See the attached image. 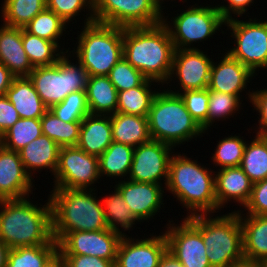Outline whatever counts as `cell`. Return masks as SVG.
<instances>
[{
    "instance_id": "43",
    "label": "cell",
    "mask_w": 267,
    "mask_h": 267,
    "mask_svg": "<svg viewBox=\"0 0 267 267\" xmlns=\"http://www.w3.org/2000/svg\"><path fill=\"white\" fill-rule=\"evenodd\" d=\"M118 92L141 86L147 78L122 57L108 75Z\"/></svg>"
},
{
    "instance_id": "29",
    "label": "cell",
    "mask_w": 267,
    "mask_h": 267,
    "mask_svg": "<svg viewBox=\"0 0 267 267\" xmlns=\"http://www.w3.org/2000/svg\"><path fill=\"white\" fill-rule=\"evenodd\" d=\"M134 148L122 143L112 142L98 157L100 178L104 176L123 179L130 173ZM104 175V176H103Z\"/></svg>"
},
{
    "instance_id": "26",
    "label": "cell",
    "mask_w": 267,
    "mask_h": 267,
    "mask_svg": "<svg viewBox=\"0 0 267 267\" xmlns=\"http://www.w3.org/2000/svg\"><path fill=\"white\" fill-rule=\"evenodd\" d=\"M6 96L20 118L40 119L48 110L29 77H15Z\"/></svg>"
},
{
    "instance_id": "4",
    "label": "cell",
    "mask_w": 267,
    "mask_h": 267,
    "mask_svg": "<svg viewBox=\"0 0 267 267\" xmlns=\"http://www.w3.org/2000/svg\"><path fill=\"white\" fill-rule=\"evenodd\" d=\"M52 189L49 195L52 233L57 242L69 232L108 229L102 202L96 196V189Z\"/></svg>"
},
{
    "instance_id": "37",
    "label": "cell",
    "mask_w": 267,
    "mask_h": 267,
    "mask_svg": "<svg viewBox=\"0 0 267 267\" xmlns=\"http://www.w3.org/2000/svg\"><path fill=\"white\" fill-rule=\"evenodd\" d=\"M42 135L41 120L35 118H19L0 137V145L4 148L19 152L24 146Z\"/></svg>"
},
{
    "instance_id": "9",
    "label": "cell",
    "mask_w": 267,
    "mask_h": 267,
    "mask_svg": "<svg viewBox=\"0 0 267 267\" xmlns=\"http://www.w3.org/2000/svg\"><path fill=\"white\" fill-rule=\"evenodd\" d=\"M211 6L204 7L195 3L172 17V23L163 16V24L169 30L175 50L197 49L192 47L194 42L207 40L225 25L220 11L216 6Z\"/></svg>"
},
{
    "instance_id": "5",
    "label": "cell",
    "mask_w": 267,
    "mask_h": 267,
    "mask_svg": "<svg viewBox=\"0 0 267 267\" xmlns=\"http://www.w3.org/2000/svg\"><path fill=\"white\" fill-rule=\"evenodd\" d=\"M147 117L151 139L173 148L207 133L186 109L180 95L168 90L159 89Z\"/></svg>"
},
{
    "instance_id": "11",
    "label": "cell",
    "mask_w": 267,
    "mask_h": 267,
    "mask_svg": "<svg viewBox=\"0 0 267 267\" xmlns=\"http://www.w3.org/2000/svg\"><path fill=\"white\" fill-rule=\"evenodd\" d=\"M162 10L154 0H94L96 22L123 28L160 24Z\"/></svg>"
},
{
    "instance_id": "28",
    "label": "cell",
    "mask_w": 267,
    "mask_h": 267,
    "mask_svg": "<svg viewBox=\"0 0 267 267\" xmlns=\"http://www.w3.org/2000/svg\"><path fill=\"white\" fill-rule=\"evenodd\" d=\"M86 97L90 114L112 115L116 113L118 91L108 76H88Z\"/></svg>"
},
{
    "instance_id": "49",
    "label": "cell",
    "mask_w": 267,
    "mask_h": 267,
    "mask_svg": "<svg viewBox=\"0 0 267 267\" xmlns=\"http://www.w3.org/2000/svg\"><path fill=\"white\" fill-rule=\"evenodd\" d=\"M227 1V5L222 4L216 5L217 9L220 11L222 18L227 21L232 19L233 16L237 15L238 17L245 15L248 8L254 2V0H224Z\"/></svg>"
},
{
    "instance_id": "47",
    "label": "cell",
    "mask_w": 267,
    "mask_h": 267,
    "mask_svg": "<svg viewBox=\"0 0 267 267\" xmlns=\"http://www.w3.org/2000/svg\"><path fill=\"white\" fill-rule=\"evenodd\" d=\"M64 267H115L110 260L86 255H59Z\"/></svg>"
},
{
    "instance_id": "6",
    "label": "cell",
    "mask_w": 267,
    "mask_h": 267,
    "mask_svg": "<svg viewBox=\"0 0 267 267\" xmlns=\"http://www.w3.org/2000/svg\"><path fill=\"white\" fill-rule=\"evenodd\" d=\"M83 27L76 38L77 47L69 53L77 55L88 76H108L123 57L124 28L96 21Z\"/></svg>"
},
{
    "instance_id": "21",
    "label": "cell",
    "mask_w": 267,
    "mask_h": 267,
    "mask_svg": "<svg viewBox=\"0 0 267 267\" xmlns=\"http://www.w3.org/2000/svg\"><path fill=\"white\" fill-rule=\"evenodd\" d=\"M218 170L215 172L217 212L232 200L244 207L252 191L253 183L249 177L240 166L219 168Z\"/></svg>"
},
{
    "instance_id": "36",
    "label": "cell",
    "mask_w": 267,
    "mask_h": 267,
    "mask_svg": "<svg viewBox=\"0 0 267 267\" xmlns=\"http://www.w3.org/2000/svg\"><path fill=\"white\" fill-rule=\"evenodd\" d=\"M40 120L42 134L54 140L60 147L77 146L82 121L64 122L49 109Z\"/></svg>"
},
{
    "instance_id": "10",
    "label": "cell",
    "mask_w": 267,
    "mask_h": 267,
    "mask_svg": "<svg viewBox=\"0 0 267 267\" xmlns=\"http://www.w3.org/2000/svg\"><path fill=\"white\" fill-rule=\"evenodd\" d=\"M225 25L235 39L234 47L227 52L256 76L259 68L267 69V20L249 18L243 21L233 17L225 21Z\"/></svg>"
},
{
    "instance_id": "42",
    "label": "cell",
    "mask_w": 267,
    "mask_h": 267,
    "mask_svg": "<svg viewBox=\"0 0 267 267\" xmlns=\"http://www.w3.org/2000/svg\"><path fill=\"white\" fill-rule=\"evenodd\" d=\"M47 9L57 14L67 25L75 20L83 9V11L88 10L84 25L95 21L94 0H47Z\"/></svg>"
},
{
    "instance_id": "55",
    "label": "cell",
    "mask_w": 267,
    "mask_h": 267,
    "mask_svg": "<svg viewBox=\"0 0 267 267\" xmlns=\"http://www.w3.org/2000/svg\"><path fill=\"white\" fill-rule=\"evenodd\" d=\"M158 5H159V7L161 8V9H164V8H162V7H164V6H162V4H164L163 2H164V0H154ZM166 1V0H165ZM168 1V0H167ZM172 1V0H171ZM182 2H187V0H184V1H182Z\"/></svg>"
},
{
    "instance_id": "12",
    "label": "cell",
    "mask_w": 267,
    "mask_h": 267,
    "mask_svg": "<svg viewBox=\"0 0 267 267\" xmlns=\"http://www.w3.org/2000/svg\"><path fill=\"white\" fill-rule=\"evenodd\" d=\"M54 178L53 188L93 190L101 180L98 157L77 146L61 147Z\"/></svg>"
},
{
    "instance_id": "54",
    "label": "cell",
    "mask_w": 267,
    "mask_h": 267,
    "mask_svg": "<svg viewBox=\"0 0 267 267\" xmlns=\"http://www.w3.org/2000/svg\"><path fill=\"white\" fill-rule=\"evenodd\" d=\"M46 267H64L63 261L58 255L49 265Z\"/></svg>"
},
{
    "instance_id": "27",
    "label": "cell",
    "mask_w": 267,
    "mask_h": 267,
    "mask_svg": "<svg viewBox=\"0 0 267 267\" xmlns=\"http://www.w3.org/2000/svg\"><path fill=\"white\" fill-rule=\"evenodd\" d=\"M110 120L113 142L135 148L151 140L148 117L116 112Z\"/></svg>"
},
{
    "instance_id": "30",
    "label": "cell",
    "mask_w": 267,
    "mask_h": 267,
    "mask_svg": "<svg viewBox=\"0 0 267 267\" xmlns=\"http://www.w3.org/2000/svg\"><path fill=\"white\" fill-rule=\"evenodd\" d=\"M58 256V242L9 249L6 267H46Z\"/></svg>"
},
{
    "instance_id": "2",
    "label": "cell",
    "mask_w": 267,
    "mask_h": 267,
    "mask_svg": "<svg viewBox=\"0 0 267 267\" xmlns=\"http://www.w3.org/2000/svg\"><path fill=\"white\" fill-rule=\"evenodd\" d=\"M46 201L38 206L29 197L0 200V240L10 249L51 243L54 238L49 196Z\"/></svg>"
},
{
    "instance_id": "3",
    "label": "cell",
    "mask_w": 267,
    "mask_h": 267,
    "mask_svg": "<svg viewBox=\"0 0 267 267\" xmlns=\"http://www.w3.org/2000/svg\"><path fill=\"white\" fill-rule=\"evenodd\" d=\"M165 189L187 209L186 217L217 213L215 171L201 166V163L191 160L184 153H173Z\"/></svg>"
},
{
    "instance_id": "52",
    "label": "cell",
    "mask_w": 267,
    "mask_h": 267,
    "mask_svg": "<svg viewBox=\"0 0 267 267\" xmlns=\"http://www.w3.org/2000/svg\"><path fill=\"white\" fill-rule=\"evenodd\" d=\"M229 267H262L261 261L249 260L243 258L242 260L236 261Z\"/></svg>"
},
{
    "instance_id": "40",
    "label": "cell",
    "mask_w": 267,
    "mask_h": 267,
    "mask_svg": "<svg viewBox=\"0 0 267 267\" xmlns=\"http://www.w3.org/2000/svg\"><path fill=\"white\" fill-rule=\"evenodd\" d=\"M49 110L64 122L83 121L90 114L86 90L70 93L62 102L52 105Z\"/></svg>"
},
{
    "instance_id": "35",
    "label": "cell",
    "mask_w": 267,
    "mask_h": 267,
    "mask_svg": "<svg viewBox=\"0 0 267 267\" xmlns=\"http://www.w3.org/2000/svg\"><path fill=\"white\" fill-rule=\"evenodd\" d=\"M1 9L3 24L11 27L25 26L47 8V0H4Z\"/></svg>"
},
{
    "instance_id": "53",
    "label": "cell",
    "mask_w": 267,
    "mask_h": 267,
    "mask_svg": "<svg viewBox=\"0 0 267 267\" xmlns=\"http://www.w3.org/2000/svg\"><path fill=\"white\" fill-rule=\"evenodd\" d=\"M9 247L0 240V267H6Z\"/></svg>"
},
{
    "instance_id": "50",
    "label": "cell",
    "mask_w": 267,
    "mask_h": 267,
    "mask_svg": "<svg viewBox=\"0 0 267 267\" xmlns=\"http://www.w3.org/2000/svg\"><path fill=\"white\" fill-rule=\"evenodd\" d=\"M15 76L9 71V69L0 63V96L6 95V91L12 84Z\"/></svg>"
},
{
    "instance_id": "20",
    "label": "cell",
    "mask_w": 267,
    "mask_h": 267,
    "mask_svg": "<svg viewBox=\"0 0 267 267\" xmlns=\"http://www.w3.org/2000/svg\"><path fill=\"white\" fill-rule=\"evenodd\" d=\"M224 54L219 63L217 61L212 63L208 90L240 97V93L247 89L249 81L255 74L228 52Z\"/></svg>"
},
{
    "instance_id": "51",
    "label": "cell",
    "mask_w": 267,
    "mask_h": 267,
    "mask_svg": "<svg viewBox=\"0 0 267 267\" xmlns=\"http://www.w3.org/2000/svg\"><path fill=\"white\" fill-rule=\"evenodd\" d=\"M158 267H183L182 263L167 250L160 259Z\"/></svg>"
},
{
    "instance_id": "18",
    "label": "cell",
    "mask_w": 267,
    "mask_h": 267,
    "mask_svg": "<svg viewBox=\"0 0 267 267\" xmlns=\"http://www.w3.org/2000/svg\"><path fill=\"white\" fill-rule=\"evenodd\" d=\"M115 187L122 194L134 216L141 222L153 218L160 211L163 203V185L150 182H136L125 178L117 181Z\"/></svg>"
},
{
    "instance_id": "31",
    "label": "cell",
    "mask_w": 267,
    "mask_h": 267,
    "mask_svg": "<svg viewBox=\"0 0 267 267\" xmlns=\"http://www.w3.org/2000/svg\"><path fill=\"white\" fill-rule=\"evenodd\" d=\"M154 83L155 81L147 79L141 86L118 92L116 112L147 117L158 93L151 88Z\"/></svg>"
},
{
    "instance_id": "44",
    "label": "cell",
    "mask_w": 267,
    "mask_h": 267,
    "mask_svg": "<svg viewBox=\"0 0 267 267\" xmlns=\"http://www.w3.org/2000/svg\"><path fill=\"white\" fill-rule=\"evenodd\" d=\"M179 95L183 99L186 109L189 111L191 116L206 132L209 102L208 88L201 90H187L179 92Z\"/></svg>"
},
{
    "instance_id": "32",
    "label": "cell",
    "mask_w": 267,
    "mask_h": 267,
    "mask_svg": "<svg viewBox=\"0 0 267 267\" xmlns=\"http://www.w3.org/2000/svg\"><path fill=\"white\" fill-rule=\"evenodd\" d=\"M22 42L33 67L55 65L65 52H69V49H61L55 42L28 33L24 28H22Z\"/></svg>"
},
{
    "instance_id": "38",
    "label": "cell",
    "mask_w": 267,
    "mask_h": 267,
    "mask_svg": "<svg viewBox=\"0 0 267 267\" xmlns=\"http://www.w3.org/2000/svg\"><path fill=\"white\" fill-rule=\"evenodd\" d=\"M67 26L57 14L46 8L38 13L24 29L28 33L55 42L60 46L59 39L64 35L63 32H66Z\"/></svg>"
},
{
    "instance_id": "22",
    "label": "cell",
    "mask_w": 267,
    "mask_h": 267,
    "mask_svg": "<svg viewBox=\"0 0 267 267\" xmlns=\"http://www.w3.org/2000/svg\"><path fill=\"white\" fill-rule=\"evenodd\" d=\"M0 63L15 77H28L33 66L26 55L22 42V28L1 25Z\"/></svg>"
},
{
    "instance_id": "56",
    "label": "cell",
    "mask_w": 267,
    "mask_h": 267,
    "mask_svg": "<svg viewBox=\"0 0 267 267\" xmlns=\"http://www.w3.org/2000/svg\"><path fill=\"white\" fill-rule=\"evenodd\" d=\"M262 267H267V259L261 261Z\"/></svg>"
},
{
    "instance_id": "14",
    "label": "cell",
    "mask_w": 267,
    "mask_h": 267,
    "mask_svg": "<svg viewBox=\"0 0 267 267\" xmlns=\"http://www.w3.org/2000/svg\"><path fill=\"white\" fill-rule=\"evenodd\" d=\"M122 237V233L109 228L69 232L58 242V255L96 256L115 264Z\"/></svg>"
},
{
    "instance_id": "25",
    "label": "cell",
    "mask_w": 267,
    "mask_h": 267,
    "mask_svg": "<svg viewBox=\"0 0 267 267\" xmlns=\"http://www.w3.org/2000/svg\"><path fill=\"white\" fill-rule=\"evenodd\" d=\"M236 211L242 227L244 258L256 261L267 259V215Z\"/></svg>"
},
{
    "instance_id": "23",
    "label": "cell",
    "mask_w": 267,
    "mask_h": 267,
    "mask_svg": "<svg viewBox=\"0 0 267 267\" xmlns=\"http://www.w3.org/2000/svg\"><path fill=\"white\" fill-rule=\"evenodd\" d=\"M113 142L110 115L88 114L80 127L77 147L99 157Z\"/></svg>"
},
{
    "instance_id": "46",
    "label": "cell",
    "mask_w": 267,
    "mask_h": 267,
    "mask_svg": "<svg viewBox=\"0 0 267 267\" xmlns=\"http://www.w3.org/2000/svg\"><path fill=\"white\" fill-rule=\"evenodd\" d=\"M246 95L249 97V102L252 103L254 109L258 111L259 117H258V129L256 130V135L267 137V89H261L256 91H248L246 92Z\"/></svg>"
},
{
    "instance_id": "13",
    "label": "cell",
    "mask_w": 267,
    "mask_h": 267,
    "mask_svg": "<svg viewBox=\"0 0 267 267\" xmlns=\"http://www.w3.org/2000/svg\"><path fill=\"white\" fill-rule=\"evenodd\" d=\"M173 149V150H172ZM175 148L157 140H150L134 148L128 180L150 182L165 187L169 176V163Z\"/></svg>"
},
{
    "instance_id": "24",
    "label": "cell",
    "mask_w": 267,
    "mask_h": 267,
    "mask_svg": "<svg viewBox=\"0 0 267 267\" xmlns=\"http://www.w3.org/2000/svg\"><path fill=\"white\" fill-rule=\"evenodd\" d=\"M60 146L46 135H41L20 151V159L27 174L32 178V171H41V169H50L54 175L57 165Z\"/></svg>"
},
{
    "instance_id": "39",
    "label": "cell",
    "mask_w": 267,
    "mask_h": 267,
    "mask_svg": "<svg viewBox=\"0 0 267 267\" xmlns=\"http://www.w3.org/2000/svg\"><path fill=\"white\" fill-rule=\"evenodd\" d=\"M242 101L241 97L237 95L209 90L207 131L216 122L215 120L226 121V119H230L229 117H234L233 115L237 113L236 111H240V107H243L241 105Z\"/></svg>"
},
{
    "instance_id": "19",
    "label": "cell",
    "mask_w": 267,
    "mask_h": 267,
    "mask_svg": "<svg viewBox=\"0 0 267 267\" xmlns=\"http://www.w3.org/2000/svg\"><path fill=\"white\" fill-rule=\"evenodd\" d=\"M33 180L25 171L19 152L0 145V200L29 197L33 194Z\"/></svg>"
},
{
    "instance_id": "41",
    "label": "cell",
    "mask_w": 267,
    "mask_h": 267,
    "mask_svg": "<svg viewBox=\"0 0 267 267\" xmlns=\"http://www.w3.org/2000/svg\"><path fill=\"white\" fill-rule=\"evenodd\" d=\"M240 136L230 135L220 139L215 153H212V161L215 166L222 168L240 166L247 141Z\"/></svg>"
},
{
    "instance_id": "7",
    "label": "cell",
    "mask_w": 267,
    "mask_h": 267,
    "mask_svg": "<svg viewBox=\"0 0 267 267\" xmlns=\"http://www.w3.org/2000/svg\"><path fill=\"white\" fill-rule=\"evenodd\" d=\"M187 217L201 232L211 267H229L244 258L243 233L237 211L219 216ZM213 217V218H211Z\"/></svg>"
},
{
    "instance_id": "48",
    "label": "cell",
    "mask_w": 267,
    "mask_h": 267,
    "mask_svg": "<svg viewBox=\"0 0 267 267\" xmlns=\"http://www.w3.org/2000/svg\"><path fill=\"white\" fill-rule=\"evenodd\" d=\"M19 115L13 104L6 95L0 96V137L12 127L18 120Z\"/></svg>"
},
{
    "instance_id": "1",
    "label": "cell",
    "mask_w": 267,
    "mask_h": 267,
    "mask_svg": "<svg viewBox=\"0 0 267 267\" xmlns=\"http://www.w3.org/2000/svg\"><path fill=\"white\" fill-rule=\"evenodd\" d=\"M174 50L169 30L163 22L124 28L123 57L147 79L162 86L169 79Z\"/></svg>"
},
{
    "instance_id": "34",
    "label": "cell",
    "mask_w": 267,
    "mask_h": 267,
    "mask_svg": "<svg viewBox=\"0 0 267 267\" xmlns=\"http://www.w3.org/2000/svg\"><path fill=\"white\" fill-rule=\"evenodd\" d=\"M254 138L250 143L247 141L240 163L252 183L267 178V137L255 135Z\"/></svg>"
},
{
    "instance_id": "16",
    "label": "cell",
    "mask_w": 267,
    "mask_h": 267,
    "mask_svg": "<svg viewBox=\"0 0 267 267\" xmlns=\"http://www.w3.org/2000/svg\"><path fill=\"white\" fill-rule=\"evenodd\" d=\"M205 53L199 48L174 50L172 69L166 84L177 79L180 89L177 91H173L171 88L165 90L179 94V92L187 90L208 88L213 60Z\"/></svg>"
},
{
    "instance_id": "8",
    "label": "cell",
    "mask_w": 267,
    "mask_h": 267,
    "mask_svg": "<svg viewBox=\"0 0 267 267\" xmlns=\"http://www.w3.org/2000/svg\"><path fill=\"white\" fill-rule=\"evenodd\" d=\"M69 57L71 53L65 52L55 65L34 67L28 76L48 109L70 93L86 90L87 71L77 60V64L72 63Z\"/></svg>"
},
{
    "instance_id": "33",
    "label": "cell",
    "mask_w": 267,
    "mask_h": 267,
    "mask_svg": "<svg viewBox=\"0 0 267 267\" xmlns=\"http://www.w3.org/2000/svg\"><path fill=\"white\" fill-rule=\"evenodd\" d=\"M113 188L112 194L101 199L105 220L109 229L126 235L122 230L129 231L135 222L140 221L134 216L120 191ZM119 227L122 228L121 231Z\"/></svg>"
},
{
    "instance_id": "17",
    "label": "cell",
    "mask_w": 267,
    "mask_h": 267,
    "mask_svg": "<svg viewBox=\"0 0 267 267\" xmlns=\"http://www.w3.org/2000/svg\"><path fill=\"white\" fill-rule=\"evenodd\" d=\"M162 234V235H161ZM150 238L134 239L123 235L117 250L115 267H158L163 254L168 250L163 232ZM135 240V241H134Z\"/></svg>"
},
{
    "instance_id": "15",
    "label": "cell",
    "mask_w": 267,
    "mask_h": 267,
    "mask_svg": "<svg viewBox=\"0 0 267 267\" xmlns=\"http://www.w3.org/2000/svg\"><path fill=\"white\" fill-rule=\"evenodd\" d=\"M174 223L169 220L163 232L169 252L183 267H211L200 230L187 217L178 225Z\"/></svg>"
},
{
    "instance_id": "45",
    "label": "cell",
    "mask_w": 267,
    "mask_h": 267,
    "mask_svg": "<svg viewBox=\"0 0 267 267\" xmlns=\"http://www.w3.org/2000/svg\"><path fill=\"white\" fill-rule=\"evenodd\" d=\"M243 211L251 215H267V178L253 183L252 191Z\"/></svg>"
}]
</instances>
